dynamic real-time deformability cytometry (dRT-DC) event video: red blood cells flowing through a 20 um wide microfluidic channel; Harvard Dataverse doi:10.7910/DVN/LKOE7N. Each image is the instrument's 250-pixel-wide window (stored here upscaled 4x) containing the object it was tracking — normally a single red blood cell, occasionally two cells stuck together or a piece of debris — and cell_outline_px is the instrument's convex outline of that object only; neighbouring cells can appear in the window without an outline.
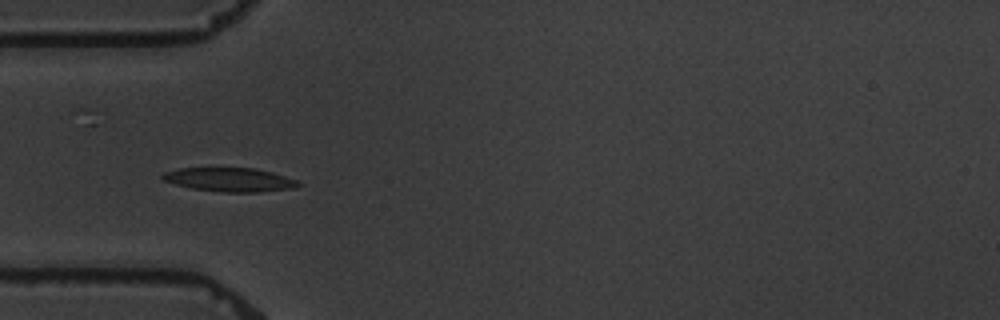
{"species": "common noctule bat (a hibernating species)", "species_latin": "Nyctalus noctula", "temperature_condition": "warm", "stored_images_in_passage": 10, "camera_frame_rate_fps": 3000, "um_per_image_px": 0.085, "animal": {"sex": "male", "body_mass_g": 19.5, "forearm_length_mm": 54.6}, "frame": {"image": 1, "passage_image": 4, "time_ms": 5.0, "image_size_px": [1000, 320], "cell_outline_px": [[300, 184], [296, 188], [260, 192], [224, 192], [192, 188], [176, 184], [164, 180], [160, 176], [164, 172], [180, 168], [252, 168], [272, 172], [296, 180]], "centroid_in_image_um": [19.53, 15.27], "position_along_channel_um": 65.5, "area_um2": 18.67}}
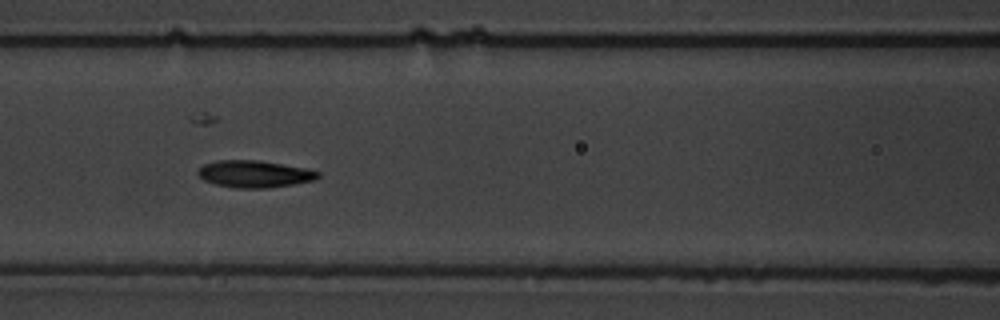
{"frame": {"image": 2, "passage_image": 6, "time_ms": 7.333, "image_size_px": [1000, 320], "cell_outline_px": [[320, 176], [316, 180], [268, 188], [236, 188], [216, 184], [204, 180], [196, 172], [204, 164], [216, 160], [256, 160], [304, 168], [320, 172]], "centroid_in_image_um": [21.62, 14.79], "position_along_channel_um": 145.0, "area_um2": 18.73}}
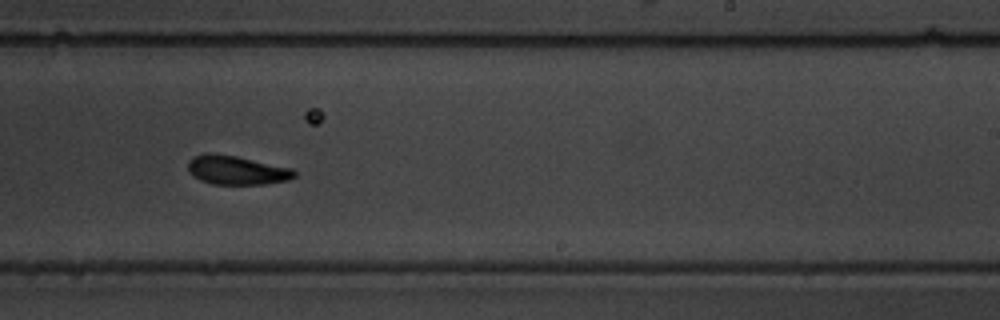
{"frame": {"image": 3, "passage_image": 9, "time_ms": 11.0, "image_size_px": [1000, 320], "cell_outline_px": [[296, 176], [288, 180], [264, 184], [212, 184], [200, 180], [192, 176], [188, 172], [188, 160], [192, 156], [204, 152], [212, 152], [236, 156], [292, 168], [296, 172]], "centroid_in_image_um": [20.06, 14.45], "position_along_channel_um": 268.9, "area_um2": 18.21}}